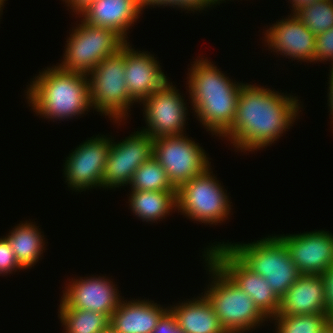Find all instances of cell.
Masks as SVG:
<instances>
[{
	"label": "cell",
	"mask_w": 333,
	"mask_h": 333,
	"mask_svg": "<svg viewBox=\"0 0 333 333\" xmlns=\"http://www.w3.org/2000/svg\"><path fill=\"white\" fill-rule=\"evenodd\" d=\"M262 86L243 84L232 126L221 136L237 150L267 147L289 129L300 109L298 97L283 95Z\"/></svg>",
	"instance_id": "6da1fadb"
},
{
	"label": "cell",
	"mask_w": 333,
	"mask_h": 333,
	"mask_svg": "<svg viewBox=\"0 0 333 333\" xmlns=\"http://www.w3.org/2000/svg\"><path fill=\"white\" fill-rule=\"evenodd\" d=\"M195 60L187 77L191 106L205 129L221 137L233 124L244 83L233 82L206 58Z\"/></svg>",
	"instance_id": "7a4b0ae2"
},
{
	"label": "cell",
	"mask_w": 333,
	"mask_h": 333,
	"mask_svg": "<svg viewBox=\"0 0 333 333\" xmlns=\"http://www.w3.org/2000/svg\"><path fill=\"white\" fill-rule=\"evenodd\" d=\"M27 87L29 106L37 116L65 120L90 110L91 99L86 74L66 72L58 66L39 72Z\"/></svg>",
	"instance_id": "3957f363"
},
{
	"label": "cell",
	"mask_w": 333,
	"mask_h": 333,
	"mask_svg": "<svg viewBox=\"0 0 333 333\" xmlns=\"http://www.w3.org/2000/svg\"><path fill=\"white\" fill-rule=\"evenodd\" d=\"M211 281L204 297L213 307L226 333H244L260 326L267 317L257 308L252 298L235 285L205 254ZM252 328V329H251ZM248 330V331H247Z\"/></svg>",
	"instance_id": "277c9868"
},
{
	"label": "cell",
	"mask_w": 333,
	"mask_h": 333,
	"mask_svg": "<svg viewBox=\"0 0 333 333\" xmlns=\"http://www.w3.org/2000/svg\"><path fill=\"white\" fill-rule=\"evenodd\" d=\"M225 245L250 270L264 277L280 299L301 275L285 244L276 235L252 243Z\"/></svg>",
	"instance_id": "5b68a950"
},
{
	"label": "cell",
	"mask_w": 333,
	"mask_h": 333,
	"mask_svg": "<svg viewBox=\"0 0 333 333\" xmlns=\"http://www.w3.org/2000/svg\"><path fill=\"white\" fill-rule=\"evenodd\" d=\"M87 77L91 108L112 118L115 123L125 120L134 101L126 85L124 45L116 54L104 58Z\"/></svg>",
	"instance_id": "8992f818"
},
{
	"label": "cell",
	"mask_w": 333,
	"mask_h": 333,
	"mask_svg": "<svg viewBox=\"0 0 333 333\" xmlns=\"http://www.w3.org/2000/svg\"><path fill=\"white\" fill-rule=\"evenodd\" d=\"M66 41L65 54L57 65L66 72L88 74L104 58L116 54L126 41L114 30L93 26L81 19Z\"/></svg>",
	"instance_id": "52a82bcc"
},
{
	"label": "cell",
	"mask_w": 333,
	"mask_h": 333,
	"mask_svg": "<svg viewBox=\"0 0 333 333\" xmlns=\"http://www.w3.org/2000/svg\"><path fill=\"white\" fill-rule=\"evenodd\" d=\"M210 171L211 166L177 189V210L189 219L217 225L228 218L232 202Z\"/></svg>",
	"instance_id": "ba28073f"
},
{
	"label": "cell",
	"mask_w": 333,
	"mask_h": 333,
	"mask_svg": "<svg viewBox=\"0 0 333 333\" xmlns=\"http://www.w3.org/2000/svg\"><path fill=\"white\" fill-rule=\"evenodd\" d=\"M207 249V250H206ZM205 255L241 290L249 295L257 308L269 319L276 316L280 298L266 279L250 270L221 242L206 248Z\"/></svg>",
	"instance_id": "9c48e42d"
},
{
	"label": "cell",
	"mask_w": 333,
	"mask_h": 333,
	"mask_svg": "<svg viewBox=\"0 0 333 333\" xmlns=\"http://www.w3.org/2000/svg\"><path fill=\"white\" fill-rule=\"evenodd\" d=\"M184 134L153 139V158L164 168L172 185L182 184L211 165L204 149Z\"/></svg>",
	"instance_id": "30bf717a"
},
{
	"label": "cell",
	"mask_w": 333,
	"mask_h": 333,
	"mask_svg": "<svg viewBox=\"0 0 333 333\" xmlns=\"http://www.w3.org/2000/svg\"><path fill=\"white\" fill-rule=\"evenodd\" d=\"M175 86L167 81L160 89L153 92L143 103L146 128L141 131L153 139L163 136H179L185 134L188 114L186 102ZM187 110V112H186Z\"/></svg>",
	"instance_id": "8fae6325"
},
{
	"label": "cell",
	"mask_w": 333,
	"mask_h": 333,
	"mask_svg": "<svg viewBox=\"0 0 333 333\" xmlns=\"http://www.w3.org/2000/svg\"><path fill=\"white\" fill-rule=\"evenodd\" d=\"M153 157V138L143 131H136L121 142L111 139V148L105 163L102 188L126 186L135 171Z\"/></svg>",
	"instance_id": "7c38bea8"
},
{
	"label": "cell",
	"mask_w": 333,
	"mask_h": 333,
	"mask_svg": "<svg viewBox=\"0 0 333 333\" xmlns=\"http://www.w3.org/2000/svg\"><path fill=\"white\" fill-rule=\"evenodd\" d=\"M110 148L111 138L99 134L77 146L64 163L63 171L68 187L79 192L93 187L101 188Z\"/></svg>",
	"instance_id": "4fadbf2b"
},
{
	"label": "cell",
	"mask_w": 333,
	"mask_h": 333,
	"mask_svg": "<svg viewBox=\"0 0 333 333\" xmlns=\"http://www.w3.org/2000/svg\"><path fill=\"white\" fill-rule=\"evenodd\" d=\"M286 246L300 274L321 275L333 265V234L318 230L276 235Z\"/></svg>",
	"instance_id": "5bb4252c"
},
{
	"label": "cell",
	"mask_w": 333,
	"mask_h": 333,
	"mask_svg": "<svg viewBox=\"0 0 333 333\" xmlns=\"http://www.w3.org/2000/svg\"><path fill=\"white\" fill-rule=\"evenodd\" d=\"M110 279L84 277L69 282L63 291L61 301L69 309H82L103 313L111 318L121 302L119 290Z\"/></svg>",
	"instance_id": "9a60e30c"
},
{
	"label": "cell",
	"mask_w": 333,
	"mask_h": 333,
	"mask_svg": "<svg viewBox=\"0 0 333 333\" xmlns=\"http://www.w3.org/2000/svg\"><path fill=\"white\" fill-rule=\"evenodd\" d=\"M268 48L288 59L314 62L316 36L293 14L265 31Z\"/></svg>",
	"instance_id": "2e32d148"
},
{
	"label": "cell",
	"mask_w": 333,
	"mask_h": 333,
	"mask_svg": "<svg viewBox=\"0 0 333 333\" xmlns=\"http://www.w3.org/2000/svg\"><path fill=\"white\" fill-rule=\"evenodd\" d=\"M124 44L125 78L128 93L134 102L142 103L167 81L159 61L153 54L136 51Z\"/></svg>",
	"instance_id": "e0dca14e"
},
{
	"label": "cell",
	"mask_w": 333,
	"mask_h": 333,
	"mask_svg": "<svg viewBox=\"0 0 333 333\" xmlns=\"http://www.w3.org/2000/svg\"><path fill=\"white\" fill-rule=\"evenodd\" d=\"M141 11L138 0H94L78 16L90 25L114 30L127 42V31Z\"/></svg>",
	"instance_id": "ac0fdd59"
},
{
	"label": "cell",
	"mask_w": 333,
	"mask_h": 333,
	"mask_svg": "<svg viewBox=\"0 0 333 333\" xmlns=\"http://www.w3.org/2000/svg\"><path fill=\"white\" fill-rule=\"evenodd\" d=\"M326 314L321 275L301 274L280 299L277 315Z\"/></svg>",
	"instance_id": "d6986e66"
},
{
	"label": "cell",
	"mask_w": 333,
	"mask_h": 333,
	"mask_svg": "<svg viewBox=\"0 0 333 333\" xmlns=\"http://www.w3.org/2000/svg\"><path fill=\"white\" fill-rule=\"evenodd\" d=\"M125 301L121 300L110 318V327L116 333H152L169 310L151 300Z\"/></svg>",
	"instance_id": "ffe728a7"
},
{
	"label": "cell",
	"mask_w": 333,
	"mask_h": 333,
	"mask_svg": "<svg viewBox=\"0 0 333 333\" xmlns=\"http://www.w3.org/2000/svg\"><path fill=\"white\" fill-rule=\"evenodd\" d=\"M200 296L179 302L176 306H168L175 316L177 326L185 333H226L203 292Z\"/></svg>",
	"instance_id": "44dd1931"
},
{
	"label": "cell",
	"mask_w": 333,
	"mask_h": 333,
	"mask_svg": "<svg viewBox=\"0 0 333 333\" xmlns=\"http://www.w3.org/2000/svg\"><path fill=\"white\" fill-rule=\"evenodd\" d=\"M129 202L135 216L155 223L177 208V191L131 190Z\"/></svg>",
	"instance_id": "7402d4cb"
},
{
	"label": "cell",
	"mask_w": 333,
	"mask_h": 333,
	"mask_svg": "<svg viewBox=\"0 0 333 333\" xmlns=\"http://www.w3.org/2000/svg\"><path fill=\"white\" fill-rule=\"evenodd\" d=\"M33 222L18 224L5 236L12 247L17 262L23 269L32 268L43 253L44 236Z\"/></svg>",
	"instance_id": "603a6c76"
},
{
	"label": "cell",
	"mask_w": 333,
	"mask_h": 333,
	"mask_svg": "<svg viewBox=\"0 0 333 333\" xmlns=\"http://www.w3.org/2000/svg\"><path fill=\"white\" fill-rule=\"evenodd\" d=\"M59 308L58 317L66 333H99L110 326V318L103 313L69 309L62 301Z\"/></svg>",
	"instance_id": "cb8c5ba5"
},
{
	"label": "cell",
	"mask_w": 333,
	"mask_h": 333,
	"mask_svg": "<svg viewBox=\"0 0 333 333\" xmlns=\"http://www.w3.org/2000/svg\"><path fill=\"white\" fill-rule=\"evenodd\" d=\"M129 185L131 190L136 191H177L164 168L153 157L141 164L133 174Z\"/></svg>",
	"instance_id": "d4e9b609"
},
{
	"label": "cell",
	"mask_w": 333,
	"mask_h": 333,
	"mask_svg": "<svg viewBox=\"0 0 333 333\" xmlns=\"http://www.w3.org/2000/svg\"><path fill=\"white\" fill-rule=\"evenodd\" d=\"M294 15L317 36L333 27V1H315L297 9Z\"/></svg>",
	"instance_id": "484cf974"
},
{
	"label": "cell",
	"mask_w": 333,
	"mask_h": 333,
	"mask_svg": "<svg viewBox=\"0 0 333 333\" xmlns=\"http://www.w3.org/2000/svg\"><path fill=\"white\" fill-rule=\"evenodd\" d=\"M271 319L277 325L276 333H319L331 320L327 314L276 315Z\"/></svg>",
	"instance_id": "4316f807"
},
{
	"label": "cell",
	"mask_w": 333,
	"mask_h": 333,
	"mask_svg": "<svg viewBox=\"0 0 333 333\" xmlns=\"http://www.w3.org/2000/svg\"><path fill=\"white\" fill-rule=\"evenodd\" d=\"M332 61L333 66V27L316 36L314 62Z\"/></svg>",
	"instance_id": "83f0119b"
},
{
	"label": "cell",
	"mask_w": 333,
	"mask_h": 333,
	"mask_svg": "<svg viewBox=\"0 0 333 333\" xmlns=\"http://www.w3.org/2000/svg\"><path fill=\"white\" fill-rule=\"evenodd\" d=\"M23 270V268L17 262L15 253L12 247L9 245L6 237L0 238V274H10L14 270Z\"/></svg>",
	"instance_id": "f1b7e54d"
},
{
	"label": "cell",
	"mask_w": 333,
	"mask_h": 333,
	"mask_svg": "<svg viewBox=\"0 0 333 333\" xmlns=\"http://www.w3.org/2000/svg\"><path fill=\"white\" fill-rule=\"evenodd\" d=\"M221 1V2H220ZM225 0H173V3L170 5L172 8H181L188 11H201L205 10L206 7H212V5H216L222 3ZM211 5V6H210Z\"/></svg>",
	"instance_id": "f546056e"
},
{
	"label": "cell",
	"mask_w": 333,
	"mask_h": 333,
	"mask_svg": "<svg viewBox=\"0 0 333 333\" xmlns=\"http://www.w3.org/2000/svg\"><path fill=\"white\" fill-rule=\"evenodd\" d=\"M321 276L325 284L326 314L333 319V265Z\"/></svg>",
	"instance_id": "4dcf8cb0"
},
{
	"label": "cell",
	"mask_w": 333,
	"mask_h": 333,
	"mask_svg": "<svg viewBox=\"0 0 333 333\" xmlns=\"http://www.w3.org/2000/svg\"><path fill=\"white\" fill-rule=\"evenodd\" d=\"M152 333H185L177 326L175 316L168 310L159 320Z\"/></svg>",
	"instance_id": "1f68e13d"
},
{
	"label": "cell",
	"mask_w": 333,
	"mask_h": 333,
	"mask_svg": "<svg viewBox=\"0 0 333 333\" xmlns=\"http://www.w3.org/2000/svg\"><path fill=\"white\" fill-rule=\"evenodd\" d=\"M67 6L72 9V12L79 14L83 9H85L94 0H63Z\"/></svg>",
	"instance_id": "d6a6232c"
},
{
	"label": "cell",
	"mask_w": 333,
	"mask_h": 333,
	"mask_svg": "<svg viewBox=\"0 0 333 333\" xmlns=\"http://www.w3.org/2000/svg\"><path fill=\"white\" fill-rule=\"evenodd\" d=\"M139 5L142 7V9H145L146 6L153 7L154 6H170L173 3V0H138ZM144 7V8H143Z\"/></svg>",
	"instance_id": "836d02e7"
},
{
	"label": "cell",
	"mask_w": 333,
	"mask_h": 333,
	"mask_svg": "<svg viewBox=\"0 0 333 333\" xmlns=\"http://www.w3.org/2000/svg\"><path fill=\"white\" fill-rule=\"evenodd\" d=\"M329 89H328V106L330 110V115H332L331 119L333 120V66L331 67L330 70V75H329ZM333 122V121H332Z\"/></svg>",
	"instance_id": "e575fe53"
},
{
	"label": "cell",
	"mask_w": 333,
	"mask_h": 333,
	"mask_svg": "<svg viewBox=\"0 0 333 333\" xmlns=\"http://www.w3.org/2000/svg\"><path fill=\"white\" fill-rule=\"evenodd\" d=\"M290 3L292 4V12L294 13L297 9L301 8L302 6L308 5V4H313L315 1L318 0H289Z\"/></svg>",
	"instance_id": "d590c367"
},
{
	"label": "cell",
	"mask_w": 333,
	"mask_h": 333,
	"mask_svg": "<svg viewBox=\"0 0 333 333\" xmlns=\"http://www.w3.org/2000/svg\"><path fill=\"white\" fill-rule=\"evenodd\" d=\"M319 333H333V319H331Z\"/></svg>",
	"instance_id": "8d00e7d4"
},
{
	"label": "cell",
	"mask_w": 333,
	"mask_h": 333,
	"mask_svg": "<svg viewBox=\"0 0 333 333\" xmlns=\"http://www.w3.org/2000/svg\"><path fill=\"white\" fill-rule=\"evenodd\" d=\"M99 333H116V332L109 326L106 330H103Z\"/></svg>",
	"instance_id": "74e56055"
},
{
	"label": "cell",
	"mask_w": 333,
	"mask_h": 333,
	"mask_svg": "<svg viewBox=\"0 0 333 333\" xmlns=\"http://www.w3.org/2000/svg\"><path fill=\"white\" fill-rule=\"evenodd\" d=\"M4 1H6V0H0V14H1V12H3L2 10V8H4L3 7V5H4ZM2 7V8H1Z\"/></svg>",
	"instance_id": "f35d334b"
}]
</instances>
